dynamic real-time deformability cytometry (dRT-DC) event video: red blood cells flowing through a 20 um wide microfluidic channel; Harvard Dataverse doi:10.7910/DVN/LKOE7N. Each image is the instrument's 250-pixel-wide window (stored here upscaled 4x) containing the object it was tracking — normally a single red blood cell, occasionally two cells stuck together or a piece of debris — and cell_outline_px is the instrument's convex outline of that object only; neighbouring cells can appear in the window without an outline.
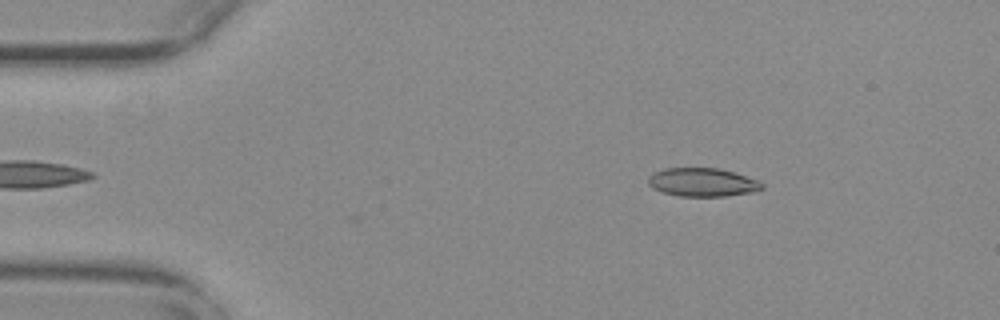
{"species": "common noctule bat (a hibernating species)", "species_latin": "Nyctalus noctula", "temperature_condition": "warm", "stored_images_in_passage": 40, "camera_frame_rate_fps": 3000, "um_per_image_px": 0.085, "animal": {"sex": "female", "body_mass_g": 29.2, "forearm_length_mm": 56.3}, "frame": {"image": 1, "passage_image": 2, "time_ms": 0.333, "image_size_px": [1000, 320], "cell_outline_px": [[764, 188], [756, 192], [724, 196], [680, 196], [664, 192], [652, 188], [648, 184], [648, 176], [664, 168], [720, 168], [756, 180], [764, 184]], "centroid_in_image_um": [59.71, 15.5], "position_along_channel_um": 25.3, "area_um2": 18.79}}
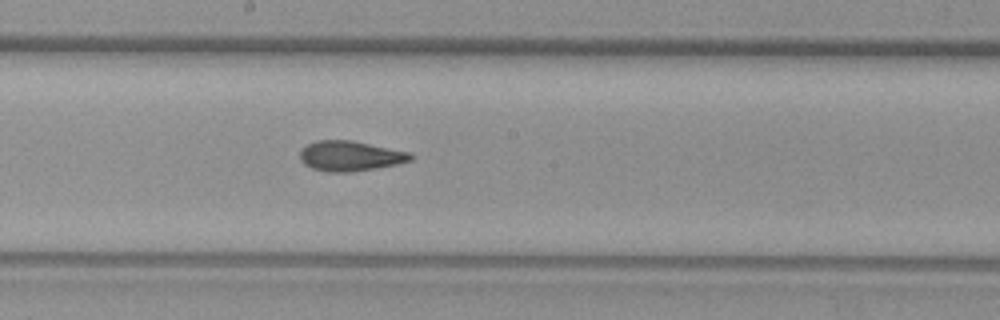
{"frame": {"image": 2, "passage_image": 23, "time_ms": 7.333, "image_size_px": [1000, 320], "cell_outline_px": [[416, 156], [412, 160], [396, 164], [376, 168], [352, 172], [328, 172], [312, 168], [304, 164], [300, 160], [300, 148], [316, 140], [352, 140], [412, 152]], "centroid_in_image_um": [29.79, 13.25], "position_along_channel_um": 218.4, "area_um2": 19.71}}
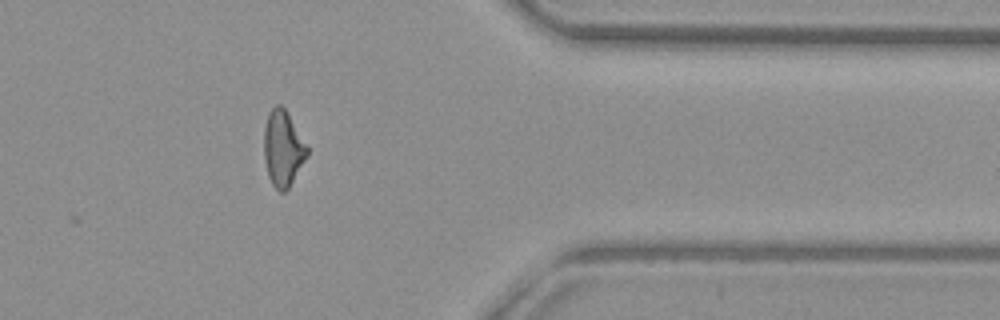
{"frame": {"image": 3, "passage_image": 38, "time_ms": 12.333, "image_size_px": [1000, 320], "cell_outline_px": [[308, 156], [288, 188], [284, 192], [280, 192], [272, 184], [268, 176], [264, 160], [264, 128], [268, 112], [276, 104], [280, 104], [284, 108], [308, 148]], "centroid_in_image_um": [24.03, 12.63], "position_along_channel_um": 387.4, "area_um2": 18.84}, "authors_computed_cell_mechanics": {"area_um2": 19.2763, "velocity_mm_per_s": 3.7495, "shape_relaxation_time_tau1_ms": null, "shape_relaxation_time_tau2_ms": 1.8043, "deformation_change_tau1": null, "deformation_change_tau2": 0.0863}}